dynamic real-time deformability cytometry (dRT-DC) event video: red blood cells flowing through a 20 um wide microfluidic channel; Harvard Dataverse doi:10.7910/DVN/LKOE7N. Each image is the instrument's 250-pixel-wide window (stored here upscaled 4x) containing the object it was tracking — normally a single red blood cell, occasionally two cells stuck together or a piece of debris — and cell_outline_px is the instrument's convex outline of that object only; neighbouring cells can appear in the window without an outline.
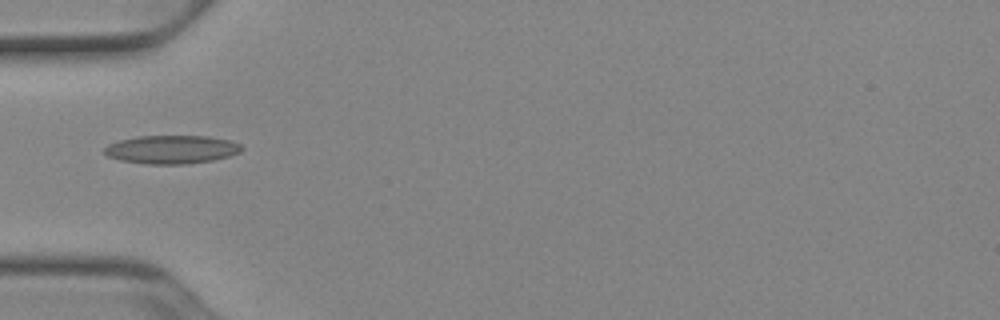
{"species": "Egyptian fruit bat (a non-hibernating species)", "species_latin": "Rousettus aegyptiacus", "temperature_condition": "cold", "stored_images_in_passage": 35, "camera_frame_rate_fps": 3000, "um_per_image_px": 0.085, "animal": {"sex": "female"}, "frame": {"image": 1, "passage_image": 1, "time_ms": 0.0, "image_size_px": [1000, 320], "cell_outline_px": [[244, 148], [240, 152], [228, 156], [212, 160], [184, 164], [144, 164], [120, 160], [108, 156], [104, 152], [104, 148], [108, 144], [120, 140], [136, 136], [208, 136], [228, 140], [240, 144]], "centroid_in_image_um": [14.57, 12.7], "position_along_channel_um": 70.4, "area_um2": 22.66}}
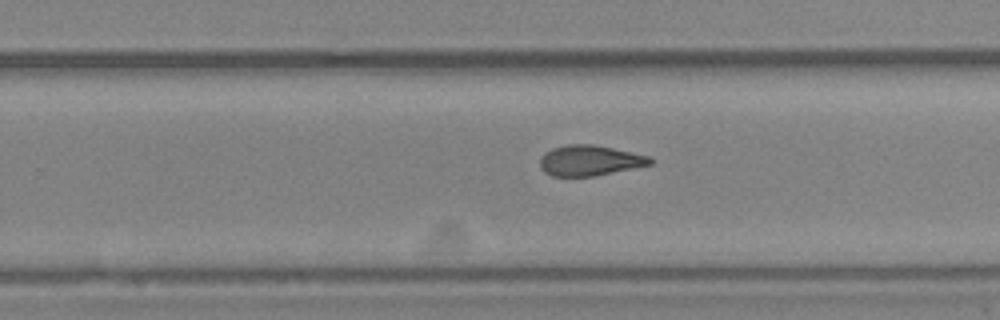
{"frame": {"image": 2, "passage_image": 17, "time_ms": 5.333, "image_size_px": [1000, 320], "cell_outline_px": [[656, 160], [652, 164], [596, 176], [552, 176], [544, 172], [540, 168], [540, 156], [544, 152], [552, 148], [564, 144], [592, 144], [612, 148], [648, 156]], "centroid_in_image_um": [50.09, 13.64], "position_along_channel_um": 279.7, "area_um2": 19.71}}
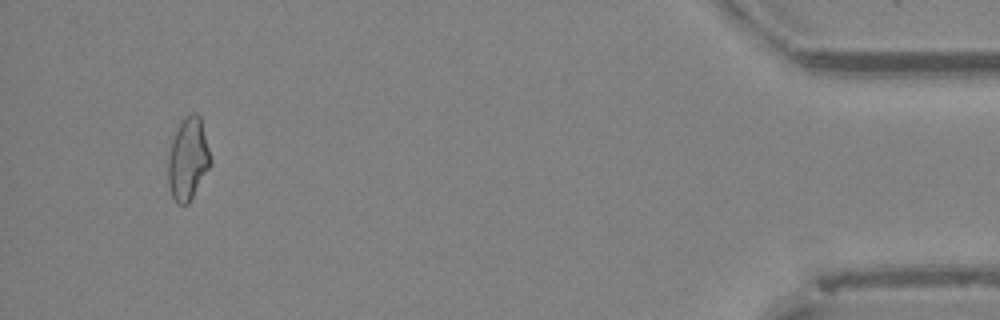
{"frame": {"image": 3, "passage_image": 33, "time_ms": 10.667, "image_size_px": [1000, 320], "cell_outline_px": [[212, 164], [188, 204], [176, 204], [172, 196], [168, 184], [168, 156], [172, 140], [180, 120], [184, 116], [192, 112], [196, 112], [200, 116], [212, 160]], "centroid_in_image_um": [15.98, 13.49], "position_along_channel_um": 419.2, "area_um2": 20.58}, "authors_computed_cell_mechanics": {"area_um2": 20.2878, "velocity_mm_per_s": 3.9307, "shape_relaxation_time_tau1_ms": null, "shape_relaxation_time_tau2_ms": 3.292, "deformation_change_tau1": null, "deformation_change_tau2": 0.1024}}